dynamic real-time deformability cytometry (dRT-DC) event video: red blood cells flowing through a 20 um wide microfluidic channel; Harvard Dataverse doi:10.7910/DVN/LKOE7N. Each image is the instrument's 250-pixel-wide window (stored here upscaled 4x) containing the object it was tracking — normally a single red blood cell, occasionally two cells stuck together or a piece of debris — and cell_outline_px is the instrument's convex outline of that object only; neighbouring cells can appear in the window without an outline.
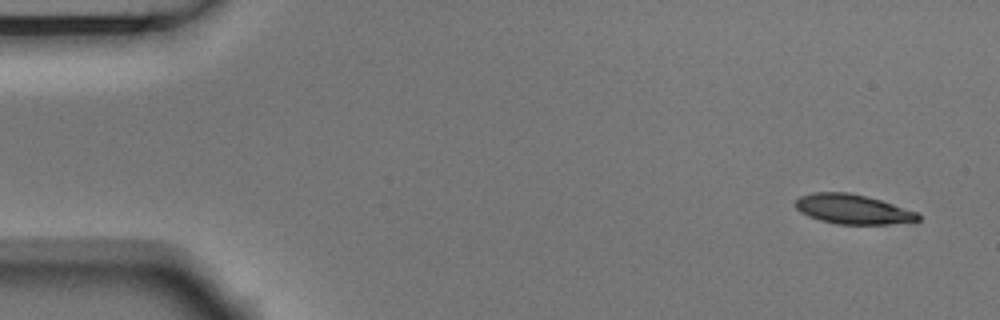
{"species": "Egyptian fruit bat (a non-hibernating species)", "species_latin": "Rousettus aegyptiacus", "temperature_condition": "room temperature", "stored_images_in_passage": 4, "camera_frame_rate_fps": 3000, "um_per_image_px": 0.085, "animal": {"sex": "male"}, "frame": {"image": 1, "passage_image": 1, "time_ms": 0.0, "image_size_px": [1000, 320], "cell_outline_px": [[920, 220], [888, 224], [836, 224], [820, 220], [808, 216], [800, 212], [796, 208], [796, 200], [800, 196], [812, 192], [848, 192], [880, 200], [916, 212], [920, 216]], "centroid_in_image_um": [72.44, 17.78], "position_along_channel_um": 12.6, "area_um2": 20.92}}